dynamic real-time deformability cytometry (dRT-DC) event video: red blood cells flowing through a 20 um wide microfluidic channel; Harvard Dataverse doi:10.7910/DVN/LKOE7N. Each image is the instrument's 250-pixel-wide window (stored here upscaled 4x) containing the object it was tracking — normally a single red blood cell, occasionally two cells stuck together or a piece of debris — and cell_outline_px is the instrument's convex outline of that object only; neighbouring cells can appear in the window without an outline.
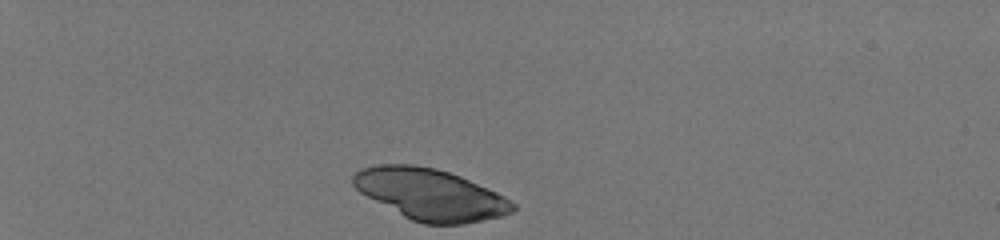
{"species": "human", "species_latin": "Homo sapiens", "temperature_condition": "room temperature", "stored_images_in_passage": 35, "camera_frame_rate_fps": 3000, "um_per_image_px": 0.085, "donor": {"sex": "male"}, "frame": {"image": 1, "passage_image": 1, "time_ms": 0.0, "image_size_px": [1000, 240], "cell_outline_px": [[516, 208], [512, 212], [500, 216], [464, 224], [424, 224], [412, 220], [404, 216], [360, 192], [352, 184], [352, 176], [360, 168], [380, 164], [416, 164], [436, 168], [460, 176], [496, 192], [504, 196], [516, 204]], "centroid_in_image_um": [36.57, 16.51], "position_along_channel_um": 48.4, "area_um2": 47.34}}
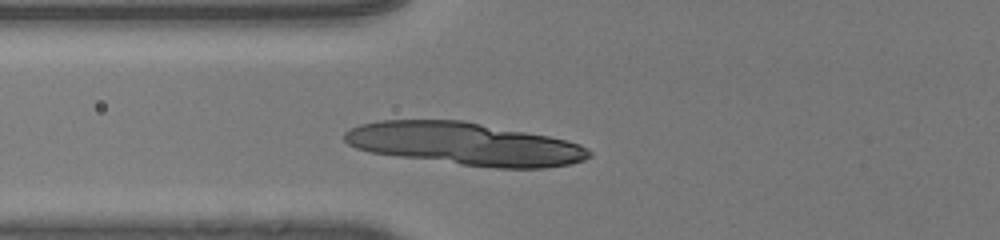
{"frame": {"image": 2, "passage_image": 9, "time_ms": 2.667, "image_size_px": [1000, 240], "cell_outline_px": [[592, 156], [584, 160], [568, 164], [544, 168], [496, 168], [460, 164], [368, 152], [356, 148], [348, 144], [344, 140], [344, 132], [360, 124], [380, 120], [464, 120], [548, 136], [580, 144], [592, 152]], "centroid_in_image_um": [39.49, 12.22], "position_along_channel_um": 86.3, "area_um2": 60.52}}